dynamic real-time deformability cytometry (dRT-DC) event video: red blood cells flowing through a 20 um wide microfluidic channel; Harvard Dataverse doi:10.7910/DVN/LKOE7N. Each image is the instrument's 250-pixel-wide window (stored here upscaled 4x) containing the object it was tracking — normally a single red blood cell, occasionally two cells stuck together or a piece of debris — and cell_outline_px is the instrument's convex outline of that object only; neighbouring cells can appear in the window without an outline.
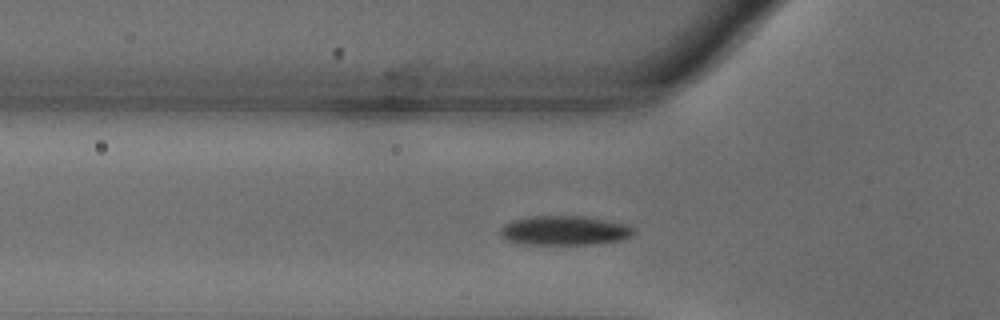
{"species": "common noctule bat (a hibernating species)", "species_latin": "Nyctalus noctula", "temperature_condition": "warm", "stored_images_in_passage": 46, "camera_frame_rate_fps": 3000, "um_per_image_px": 0.085, "animal": {"sex": "male", "body_mass_g": 18.8}, "frame": {"image": 1, "passage_image": 8, "time_ms": 2.333, "image_size_px": [1000, 320], "cell_outline_px": [[636, 232], [632, 236], [624, 240], [596, 244], [528, 244], [508, 240], [500, 236], [500, 228], [504, 224], [512, 220], [528, 216], [584, 216], [628, 224], [636, 228]], "centroid_in_image_um": [48.04, 19.59], "position_along_channel_um": 77.8, "area_um2": 23.12}}
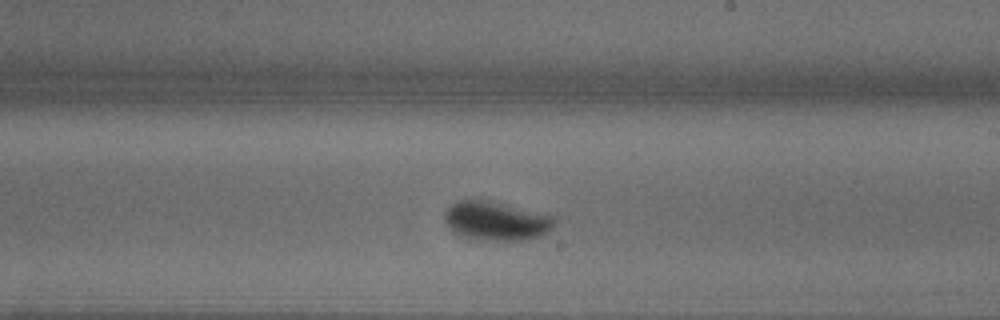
{"frame": {"image": 2, "passage_image": 22, "time_ms": 7.0, "image_size_px": [1000, 320], "cell_outline_px": [[556, 220], [548, 232], [528, 240], [480, 240], [460, 236], [452, 232], [448, 228], [444, 220], [444, 212], [456, 200], [488, 200], [548, 212]], "centroid_in_image_um": [42.18, 18.77], "position_along_channel_um": 246.8, "area_um2": 25.55}}
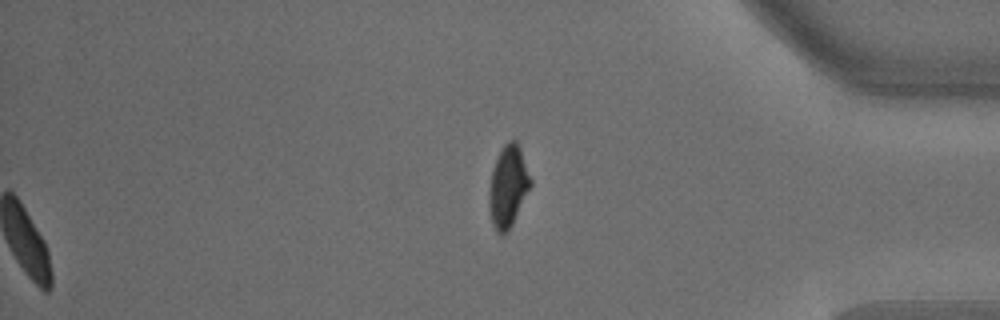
{"frame": {"image": 3, "passage_image": 46, "time_ms": 15.0, "image_size_px": [1000, 320], "cell_outline_px": [[532, 184], [508, 232], [500, 236], [496, 232], [492, 224], [488, 208], [488, 196], [492, 172], [496, 160], [504, 144], [508, 140], [516, 140], [520, 148], [532, 180]], "centroid_in_image_um": [43.18, 15.88], "position_along_channel_um": 392.0, "area_um2": 19.71}, "authors_computed_cell_mechanics": {"area_um2": 22.2819, "velocity_mm_per_s": 3.6082, "shape_relaxation_time_tau1_ms": 2.6344, "shape_relaxation_time_tau2_ms": null, "deformation_change_tau1": 0.1619, "deformation_change_tau2": null}}